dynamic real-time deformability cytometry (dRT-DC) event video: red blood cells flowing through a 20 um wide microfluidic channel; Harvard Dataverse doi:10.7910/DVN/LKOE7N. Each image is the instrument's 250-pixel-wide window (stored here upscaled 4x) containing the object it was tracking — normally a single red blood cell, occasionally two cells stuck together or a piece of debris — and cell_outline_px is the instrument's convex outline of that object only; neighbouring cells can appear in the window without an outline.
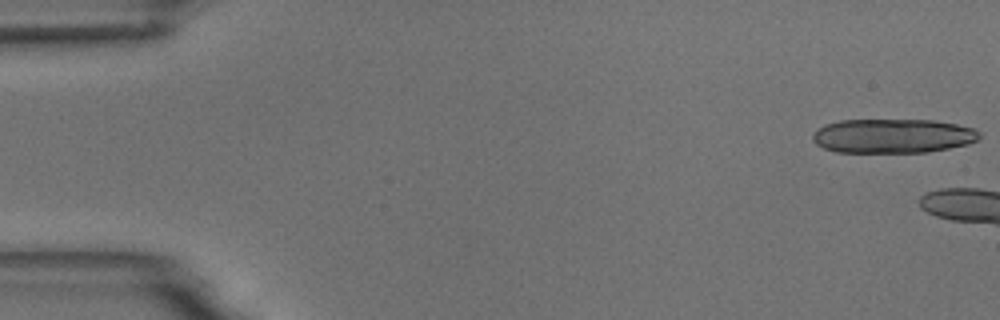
{"species": "common noctule bat (a hibernating species)", "species_latin": "Nyctalus noctula", "temperature_condition": "room temperature", "stored_images_in_passage": 7, "camera_frame_rate_fps": 3000, "um_per_image_px": 0.085, "animal": {"sex": "male", "body_mass_g": 18.8}, "frame": {"image": 1, "passage_image": 1, "time_ms": 0.0, "image_size_px": [1000, 320], "cell_outline_px": [[980, 136], [976, 140], [968, 144], [928, 152], [836, 152], [824, 148], [816, 144], [812, 140], [812, 136], [824, 124], [840, 120], [932, 120], [956, 124], [972, 128], [980, 132]], "centroid_in_image_um": [75.88, 11.55], "position_along_channel_um": 9.1, "area_um2": 33.18}}